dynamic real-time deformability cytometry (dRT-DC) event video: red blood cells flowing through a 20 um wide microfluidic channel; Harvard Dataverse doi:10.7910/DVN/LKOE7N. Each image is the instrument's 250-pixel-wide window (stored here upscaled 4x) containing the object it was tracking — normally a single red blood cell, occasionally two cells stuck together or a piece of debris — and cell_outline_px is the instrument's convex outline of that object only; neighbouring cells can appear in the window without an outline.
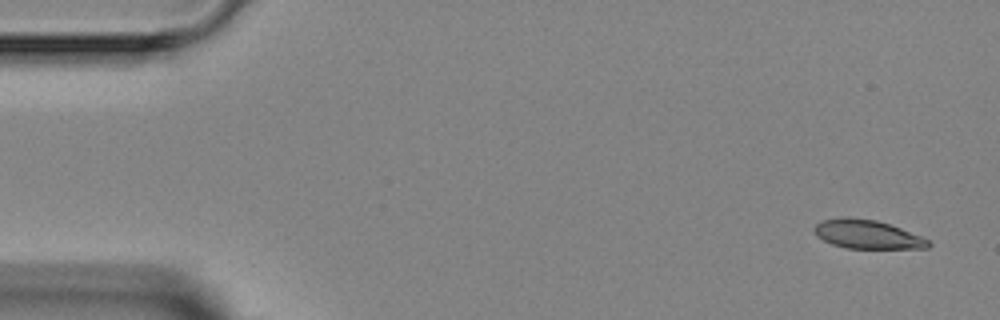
{"species": "Egyptian fruit bat (a non-hibernating species)", "species_latin": "Rousettus aegyptiacus", "temperature_condition": "room temperature", "stored_images_in_passage": 4, "camera_frame_rate_fps": 3000, "um_per_image_px": 0.085, "animal": {"sex": "female"}, "frame": {"image": 1, "passage_image": 1, "time_ms": 0.0, "image_size_px": [1000, 320], "cell_outline_px": [[932, 244], [928, 248], [844, 248], [832, 244], [816, 236], [812, 228], [820, 220], [844, 216], [848, 216], [876, 220], [900, 228], [920, 236], [928, 240]], "centroid_in_image_um": [73.65, 19.9], "position_along_channel_um": 11.3, "area_um2": 19.19}}
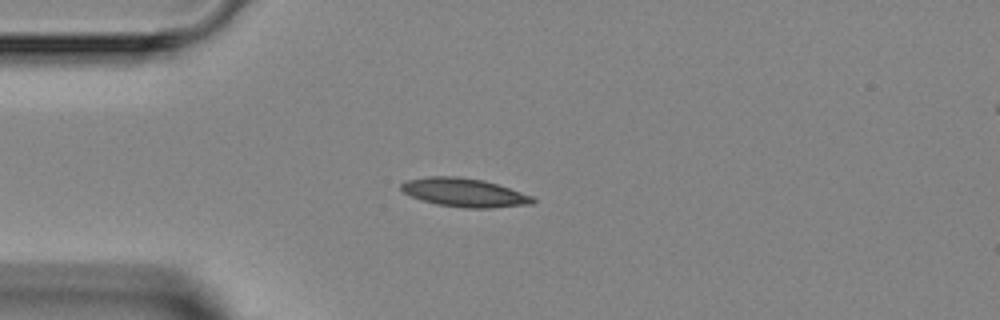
{"frame": {"image": 2, "passage_image": 3, "time_ms": 3.333, "image_size_px": [1000, 320], "cell_outline_px": [[536, 200], [532, 204], [492, 208], [464, 208], [436, 204], [412, 196], [404, 192], [400, 188], [400, 184], [408, 180], [428, 176], [456, 176], [484, 180], [532, 196]], "centroid_in_image_um": [39.47, 16.37], "position_along_channel_um": 45.5, "area_um2": 21.73}}